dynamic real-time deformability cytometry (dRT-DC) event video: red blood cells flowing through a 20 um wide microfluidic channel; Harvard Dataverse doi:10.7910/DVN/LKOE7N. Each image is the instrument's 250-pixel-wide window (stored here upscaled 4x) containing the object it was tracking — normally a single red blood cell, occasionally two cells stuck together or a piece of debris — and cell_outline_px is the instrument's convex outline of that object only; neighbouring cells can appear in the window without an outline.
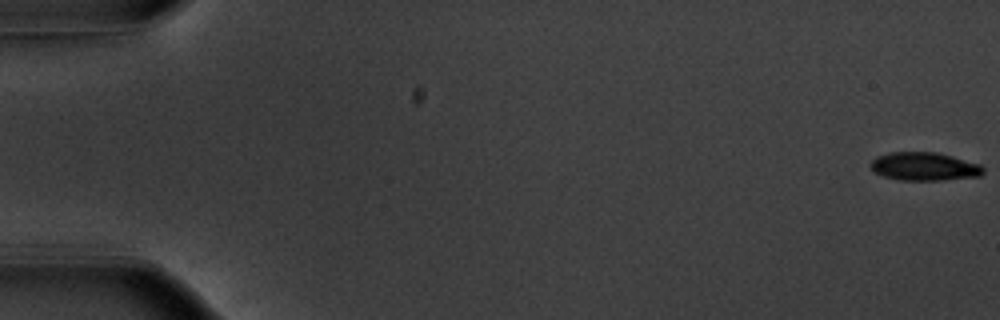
{"species": "common noctule bat (a hibernating species)", "species_latin": "Nyctalus noctula", "temperature_condition": "warm", "stored_images_in_passage": 14, "camera_frame_rate_fps": 3000, "um_per_image_px": 0.085, "animal": {"sex": "male", "body_mass_g": 20.1, "forearm_length_mm": 53.5}, "frame": {"image": 1, "passage_image": 1, "time_ms": 0.0, "image_size_px": [1000, 320], "cell_outline_px": [[984, 172], [980, 176], [940, 180], [900, 180], [884, 176], [872, 172], [872, 160], [876, 156], [888, 152], [936, 152], [952, 156], [980, 164], [984, 168]], "centroid_in_image_um": [78.56, 14.15], "position_along_channel_um": 6.4, "area_um2": 18.55}}